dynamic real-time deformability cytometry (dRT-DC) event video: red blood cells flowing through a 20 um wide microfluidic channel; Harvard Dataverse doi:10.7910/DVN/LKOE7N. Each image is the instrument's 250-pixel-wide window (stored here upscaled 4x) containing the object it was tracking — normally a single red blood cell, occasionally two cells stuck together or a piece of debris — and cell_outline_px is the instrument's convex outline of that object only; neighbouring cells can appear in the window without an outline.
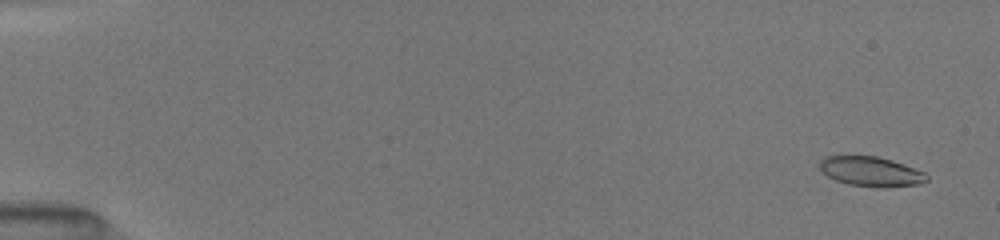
{"species": "common noctule bat (a hibernating species)", "species_latin": "Nyctalus noctula", "temperature_condition": "room temperature", "stored_images_in_passage": 40, "camera_frame_rate_fps": 3000, "um_per_image_px": 0.085, "animal": {"sex": "female", "body_mass_g": 19.5, "forearm_length_mm": 54.1}, "frame": {"image": 1, "passage_image": 3, "time_ms": 0.667, "image_size_px": [1000, 240], "cell_outline_px": [[928, 180], [920, 184], [888, 188], [876, 188], [848, 184], [836, 180], [828, 176], [820, 168], [820, 160], [824, 156], [844, 152], [876, 156], [892, 160], [904, 164], [924, 172], [928, 176]], "centroid_in_image_um": [73.98, 14.54], "position_along_channel_um": 11.0, "area_um2": 19.42}}
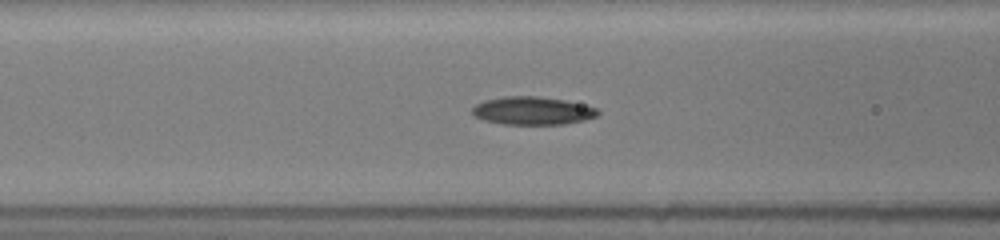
{"frame": {"image": 2, "passage_image": 23, "time_ms": 7.333, "image_size_px": [1000, 240], "cell_outline_px": [[600, 112], [596, 116], [584, 120], [564, 124], [500, 124], [484, 120], [476, 116], [472, 112], [472, 108], [476, 104], [484, 100], [504, 96], [536, 96], [564, 100], [596, 108]], "centroid_in_image_um": [45.23, 9.41], "position_along_channel_um": 121.4, "area_um2": 20.35}}
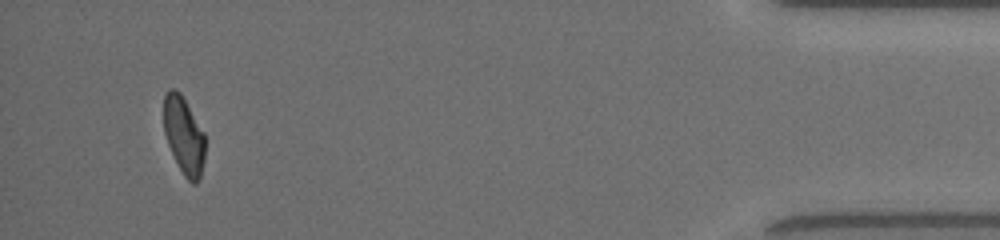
{"frame": {"image": 3, "passage_image": 40, "time_ms": 16.333, "image_size_px": [1000, 240], "cell_outline_px": [[204, 160], [200, 180], [196, 184], [192, 184], [184, 176], [168, 144], [164, 132], [164, 92], [168, 88], [172, 88], [180, 92], [204, 132]], "centroid_in_image_um": [15.63, 11.51], "position_along_channel_um": 419.6, "area_um2": 18.61}, "authors_computed_cell_mechanics": {"area_um2": 19.4786, "velocity_mm_per_s": 4.0342, "shape_relaxation_time_tau1_ms": 5.4955, "shape_relaxation_time_tau2_ms": 2.9892, "deformation_change_tau1": 0.1607, "deformation_change_tau2": 0.0936}}